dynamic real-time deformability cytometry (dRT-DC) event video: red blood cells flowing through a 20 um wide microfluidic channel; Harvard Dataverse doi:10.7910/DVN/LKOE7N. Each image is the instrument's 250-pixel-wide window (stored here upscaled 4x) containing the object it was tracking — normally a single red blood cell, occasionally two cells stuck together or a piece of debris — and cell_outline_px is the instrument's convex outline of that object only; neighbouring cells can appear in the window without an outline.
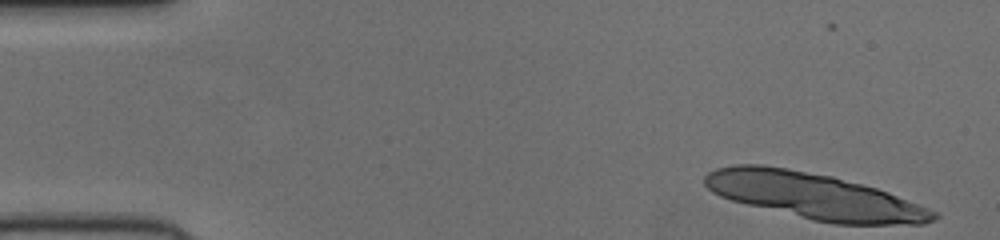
{"species": "human", "species_latin": "Homo sapiens", "temperature_condition": "cold", "stored_images_in_passage": 13, "camera_frame_rate_fps": 3000, "um_per_image_px": 0.085, "donor": {"sex": "female"}, "frame": {"image": 1, "passage_image": 1, "time_ms": 0.0, "image_size_px": [1000, 240], "cell_outline_px": [[940, 216], [936, 220], [924, 224], [832, 224], [812, 220], [732, 200], [720, 196], [712, 192], [704, 184], [704, 176], [708, 172], [716, 168], [732, 164], [760, 164], [788, 168], [832, 176], [876, 188], [888, 192], [928, 208], [936, 212]], "centroid_in_image_um": [69.19, 16.66], "position_along_channel_um": 15.8, "area_um2": 61.21}}